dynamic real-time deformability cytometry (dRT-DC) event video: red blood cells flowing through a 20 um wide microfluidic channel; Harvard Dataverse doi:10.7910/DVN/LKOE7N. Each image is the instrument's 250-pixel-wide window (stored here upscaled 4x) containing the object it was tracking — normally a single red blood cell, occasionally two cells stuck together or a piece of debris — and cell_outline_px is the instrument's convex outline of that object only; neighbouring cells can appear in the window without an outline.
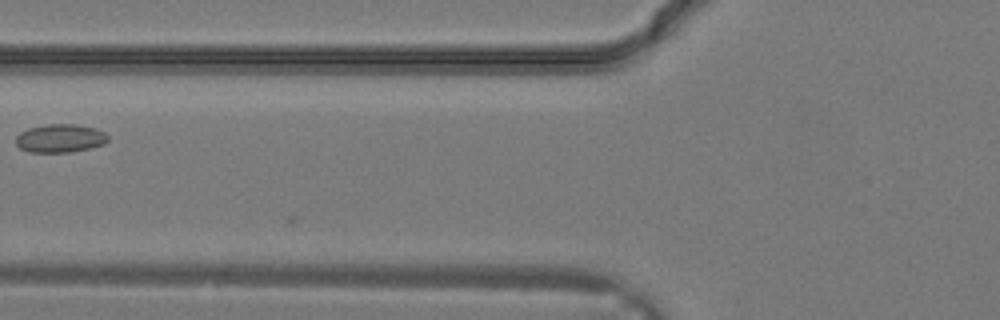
{"species": "common noctule bat (a hibernating species)", "species_latin": "Nyctalus noctula", "temperature_condition": "warm", "stored_images_in_passage": 19, "camera_frame_rate_fps": 3000, "um_per_image_px": 0.085, "animal": {"sex": "male", "body_mass_g": 19.2, "forearm_length_mm": 51.8}, "frame": {"image": 1, "passage_image": 3, "time_ms": 0.667, "image_size_px": [1000, 320], "cell_outline_px": [[108, 140], [104, 144], [88, 148], [68, 152], [28, 152], [20, 148], [16, 144], [16, 136], [20, 132], [28, 128], [44, 124], [76, 124], [96, 128], [104, 132], [108, 136]], "centroid_in_image_um": [5.09, 11.74], "position_along_channel_um": 120.7, "area_um2": 15.26}}
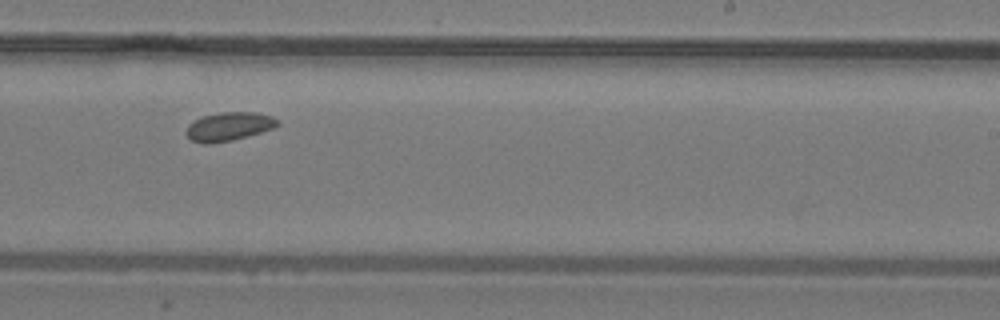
{"frame": {"image": 2, "passage_image": 10, "time_ms": 3.0, "image_size_px": [1000, 320], "cell_outline_px": [[280, 124], [276, 128], [248, 136], [232, 140], [212, 144], [204, 144], [192, 140], [184, 132], [188, 124], [192, 120], [204, 116], [220, 112], [256, 112], [272, 116], [280, 120]], "centroid_in_image_um": [19.48, 10.75], "position_along_channel_um": 269.5, "area_um2": 15.55}}
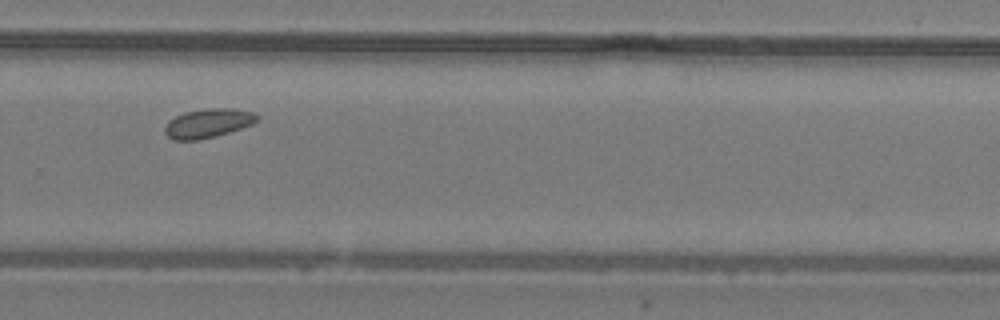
{"frame": {"image": 3, "passage_image": 12, "time_ms": 3.667, "image_size_px": [1000, 320], "cell_outline_px": [[260, 116], [252, 124], [216, 136], [196, 140], [172, 140], [164, 132], [164, 128], [168, 120], [184, 112], [212, 108], [228, 108], [252, 112]], "centroid_in_image_um": [17.64, 10.48], "position_along_channel_um": 312.2, "area_um2": 15.43}}